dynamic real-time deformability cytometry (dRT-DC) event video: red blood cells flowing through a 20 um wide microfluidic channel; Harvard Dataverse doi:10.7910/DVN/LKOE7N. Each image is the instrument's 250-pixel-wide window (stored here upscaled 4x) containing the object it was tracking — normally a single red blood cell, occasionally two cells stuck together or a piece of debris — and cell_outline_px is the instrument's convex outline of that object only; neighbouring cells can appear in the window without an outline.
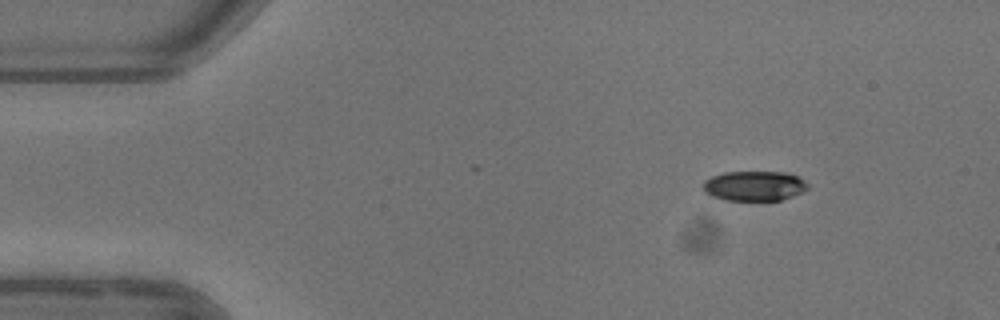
{"species": "common noctule bat (a hibernating species)", "species_latin": "Nyctalus noctula", "temperature_condition": "warm", "stored_images_in_passage": 4, "camera_frame_rate_fps": 3000, "um_per_image_px": 0.085, "animal": {"sex": "female"}, "frame": {"image": 1, "passage_image": 1, "time_ms": 0.0, "image_size_px": [1000, 320], "cell_outline_px": [[808, 188], [792, 196], [780, 200], [724, 200], [712, 196], [704, 192], [704, 180], [712, 176], [724, 172], [784, 172], [796, 176], [804, 180], [808, 184]], "centroid_in_image_um": [64.09, 15.8], "position_along_channel_um": 20.9, "area_um2": 18.09}}
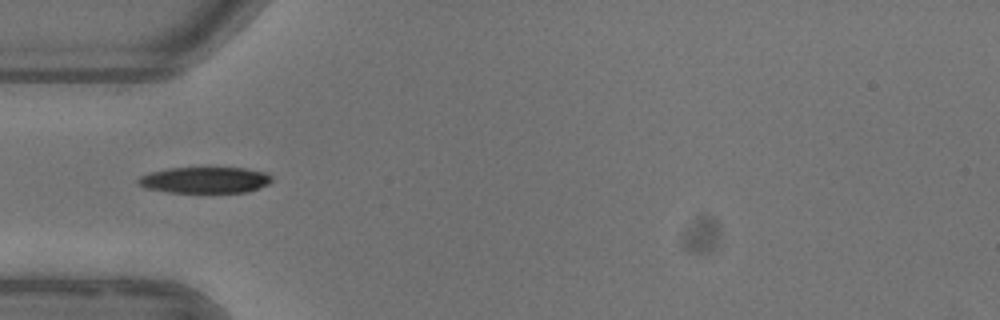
{"frame": {"image": 2, "passage_image": 4, "time_ms": 3.333, "image_size_px": [1000, 320], "cell_outline_px": [[272, 180], [268, 184], [248, 192], [168, 192], [144, 188], [136, 184], [136, 180], [140, 176], [152, 172], [168, 168], [244, 168], [268, 172], [272, 176]], "centroid_in_image_um": [17.41, 15.3], "position_along_channel_um": 67.6, "area_um2": 20.46}}